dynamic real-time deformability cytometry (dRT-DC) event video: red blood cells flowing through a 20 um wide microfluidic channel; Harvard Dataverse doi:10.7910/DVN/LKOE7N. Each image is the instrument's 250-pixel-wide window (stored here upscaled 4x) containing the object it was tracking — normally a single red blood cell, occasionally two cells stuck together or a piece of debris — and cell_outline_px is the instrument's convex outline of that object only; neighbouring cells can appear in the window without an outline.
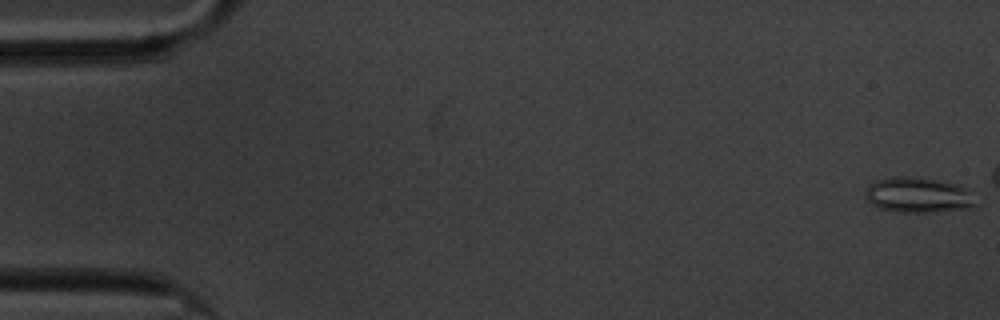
{"species": "common noctule bat (a hibernating species)", "species_latin": "Nyctalus noctula", "temperature_condition": "cold", "stored_images_in_passage": 49, "segment_of_instrument_passage": [1, 2], "camera_frame_rate_fps": 3000, "um_per_image_px": 0.085, "animal": {"sex": "male", "body_mass_g": 20.1, "forearm_length_mm": 53.5}, "frame": {"image": 1, "passage_image": 1, "time_ms": 0.0, "image_size_px": [1000, 320], "cell_outline_px": [[976, 204], [972, 208], [932, 212], [896, 212], [880, 208], [872, 204], [864, 196], [864, 192], [868, 184], [876, 180], [892, 176], [924, 176], [960, 184], [972, 188]], "centroid_in_image_um": [78.1, 16.54], "position_along_channel_um": 6.9, "area_um2": 23.7}}
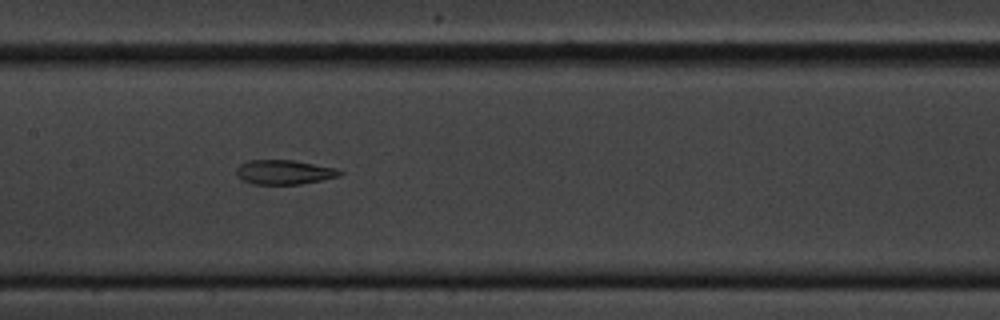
{"frame": {"image": 2, "passage_image": 29, "time_ms": 9.333, "image_size_px": [1000, 320], "cell_outline_px": [[344, 172], [340, 176], [300, 184], [252, 184], [240, 180], [236, 176], [236, 168], [240, 164], [248, 160], [292, 160], [336, 168]], "centroid_in_image_um": [24.11, 14.63], "position_along_channel_um": 183.3, "area_um2": 14.8}}
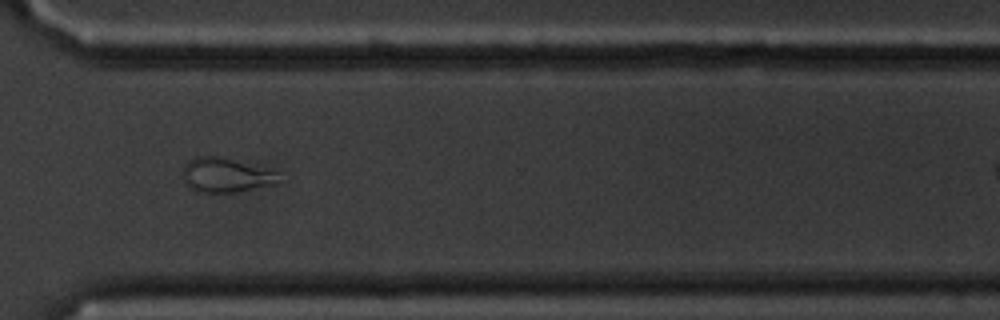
{"frame": {"image": 3, "passage_image": 44, "time_ms": 14.333, "image_size_px": [1000, 320], "cell_outline_px": [[280, 184], [236, 192], [196, 192], [188, 188], [184, 184], [184, 164], [188, 160], [196, 156], [220, 156], [276, 172], [280, 180]], "centroid_in_image_um": [19.17, 14.9], "position_along_channel_um": 351.4, "area_um2": 19.31}}